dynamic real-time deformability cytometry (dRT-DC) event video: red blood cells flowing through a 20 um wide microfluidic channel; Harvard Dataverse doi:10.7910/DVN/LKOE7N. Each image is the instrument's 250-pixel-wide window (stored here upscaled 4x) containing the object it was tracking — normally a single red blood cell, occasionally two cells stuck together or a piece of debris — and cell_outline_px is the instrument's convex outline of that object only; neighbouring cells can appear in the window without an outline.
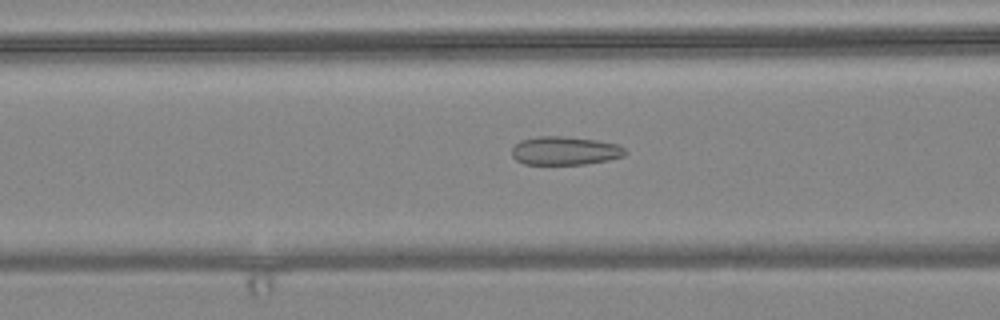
{"species": "common noctule bat (a hibernating species)", "species_latin": "Nyctalus noctula", "temperature_condition": "warm", "stored_images_in_passage": 56, "camera_frame_rate_fps": 3000, "um_per_image_px": 0.085, "animal": {"sex": "female", "body_mass_g": 24.6, "forearm_length_mm": 56.2}, "frame": {"image": 1, "passage_image": 22, "time_ms": 7.0, "image_size_px": [1000, 320], "cell_outline_px": [[628, 152], [624, 156], [608, 160], [584, 164], [524, 164], [516, 160], [512, 156], [512, 148], [520, 140], [540, 136], [564, 136], [596, 140], [616, 144], [624, 148]], "centroid_in_image_um": [48.01, 12.81], "position_along_channel_um": 118.6, "area_um2": 18.79}}
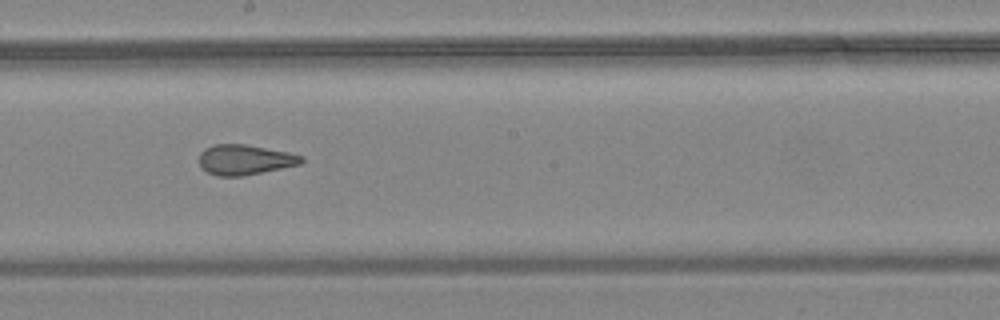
{"frame": {"image": 2, "passage_image": 31, "time_ms": 10.0, "image_size_px": [1000, 320], "cell_outline_px": [[304, 160], [300, 164], [244, 176], [216, 176], [200, 168], [200, 152], [204, 148], [212, 144], [244, 144], [288, 152], [304, 156]], "centroid_in_image_um": [20.79, 13.57], "position_along_channel_um": 227.4, "area_um2": 18.03}}
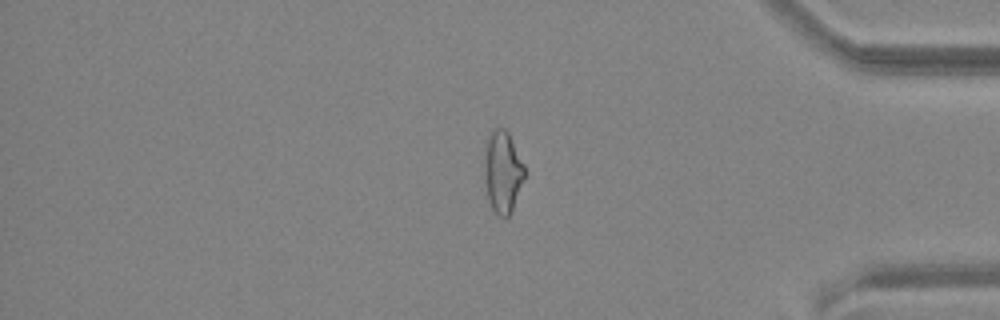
{"frame": {"image": 3, "passage_image": 47, "time_ms": 15.333, "image_size_px": [1000, 320], "cell_outline_px": [[524, 176], [512, 212], [504, 220], [496, 216], [488, 200], [484, 176], [484, 140], [492, 128], [504, 128], [508, 132], [524, 164]], "centroid_in_image_um": [42.68, 14.6], "position_along_channel_um": 392.5, "area_um2": 19.65}, "authors_computed_cell_mechanics": {"area_um2": 20.3456, "velocity_mm_per_s": 3.6331, "shape_relaxation_time_tau1_ms": null, "shape_relaxation_time_tau2_ms": 1.6509, "deformation_change_tau1": null, "deformation_change_tau2": 0.0945}}